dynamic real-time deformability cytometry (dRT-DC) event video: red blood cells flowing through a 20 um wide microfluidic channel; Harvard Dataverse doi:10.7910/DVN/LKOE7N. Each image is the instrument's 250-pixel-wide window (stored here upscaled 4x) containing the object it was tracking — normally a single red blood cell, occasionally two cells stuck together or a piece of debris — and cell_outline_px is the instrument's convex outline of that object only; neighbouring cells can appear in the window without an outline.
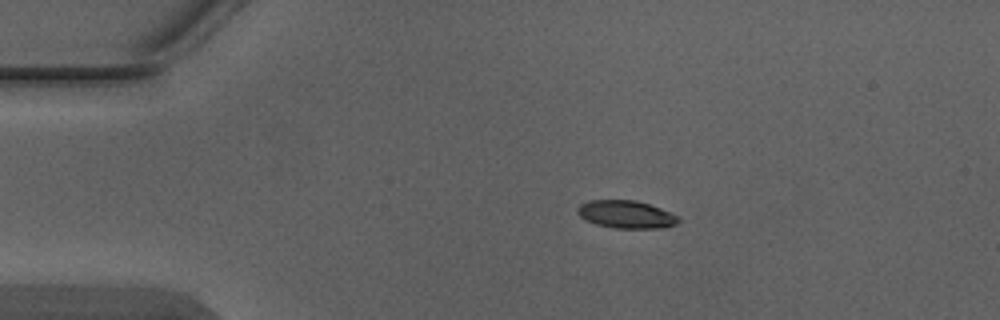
{"species": "Egyptian fruit bat (a non-hibernating species)", "species_latin": "Rousettus aegyptiacus", "temperature_condition": "warm", "stored_images_in_passage": 5, "camera_frame_rate_fps": 3000, "um_per_image_px": 0.085, "animal": {"sex": "male"}, "frame": {"image": 1, "passage_image": 2, "time_ms": 0.333, "image_size_px": [1000, 320], "cell_outline_px": [[680, 220], [676, 224], [660, 228], [616, 228], [596, 224], [580, 216], [576, 212], [576, 208], [580, 204], [588, 200], [636, 200], [660, 208], [676, 216]], "centroid_in_image_um": [53.18, 18.21], "position_along_channel_um": 31.8, "area_um2": 16.13}}
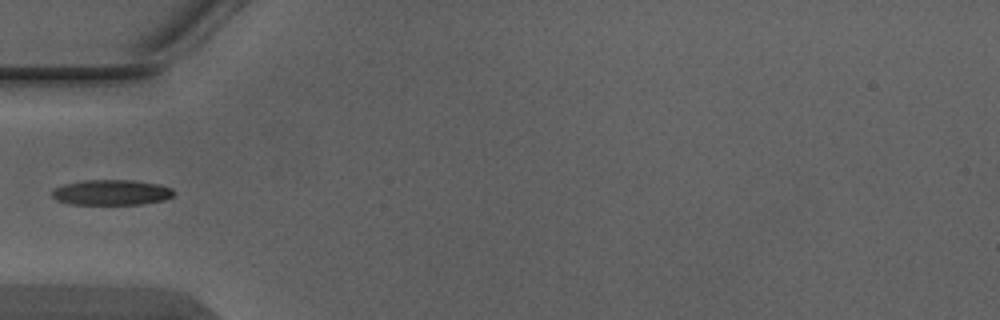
{"frame": {"image": 2, "passage_image": 4, "time_ms": 1.0, "image_size_px": [1000, 320], "cell_outline_px": [[176, 192], [172, 196], [164, 200], [144, 204], [68, 204], [56, 200], [52, 196], [52, 188], [64, 184], [84, 180], [132, 180], [160, 184], [172, 188]], "centroid_in_image_um": [9.47, 16.35], "position_along_channel_um": 75.5, "area_um2": 18.21}}
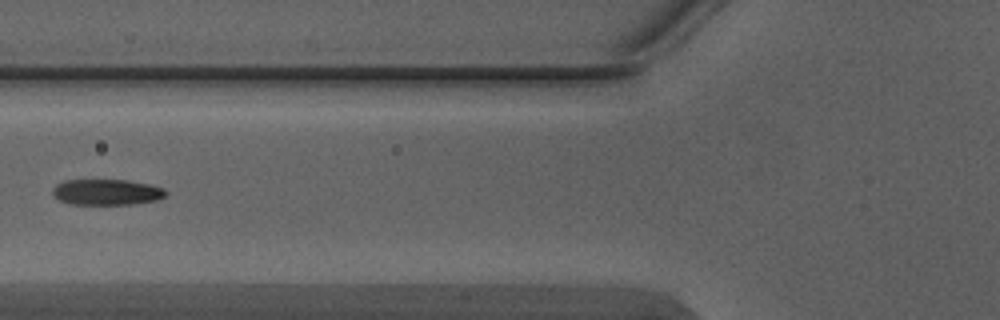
{"frame": {"image": 3, "passage_image": 5, "time_ms": 1.333, "image_size_px": [1000, 320], "cell_outline_px": [[168, 196], [156, 200], [132, 204], [72, 204], [60, 200], [52, 192], [52, 188], [56, 184], [64, 180], [128, 180], [148, 184], [164, 188], [168, 192]], "centroid_in_image_um": [9.1, 16.32], "position_along_channel_um": 116.7, "area_um2": 17.05}}